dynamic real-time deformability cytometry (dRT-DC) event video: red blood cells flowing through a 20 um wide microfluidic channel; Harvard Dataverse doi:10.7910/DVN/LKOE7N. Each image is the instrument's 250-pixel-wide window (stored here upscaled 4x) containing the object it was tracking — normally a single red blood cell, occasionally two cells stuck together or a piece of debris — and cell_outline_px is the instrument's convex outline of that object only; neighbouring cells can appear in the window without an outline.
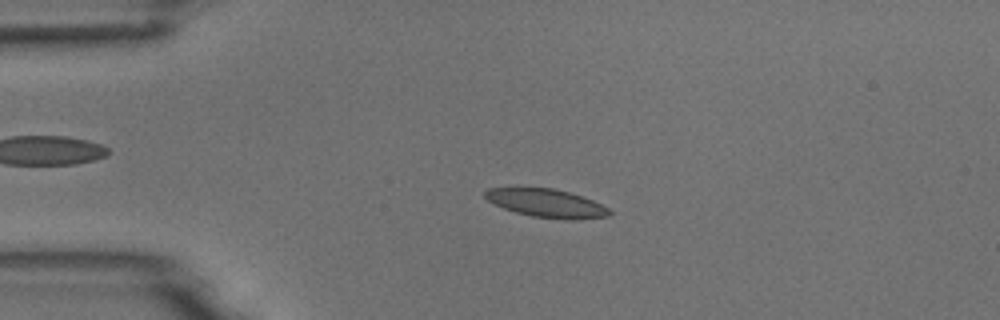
{"species": "common noctule bat (a hibernating species)", "species_latin": "Nyctalus noctula", "temperature_condition": "room temperature", "stored_images_in_passage": 53, "camera_frame_rate_fps": 3000, "um_per_image_px": 0.085, "animal": {"sex": "male", "body_mass_g": 18.8}, "frame": {"image": 1, "passage_image": 12, "time_ms": 3.667, "image_size_px": [1000, 320], "cell_outline_px": [[612, 212], [608, 216], [580, 220], [568, 220], [532, 216], [516, 212], [504, 208], [488, 200], [484, 196], [484, 192], [488, 188], [552, 188], [568, 192], [592, 200], [608, 208]], "centroid_in_image_um": [46.47, 17.28], "position_along_channel_um": 38.5, "area_um2": 20.29}}
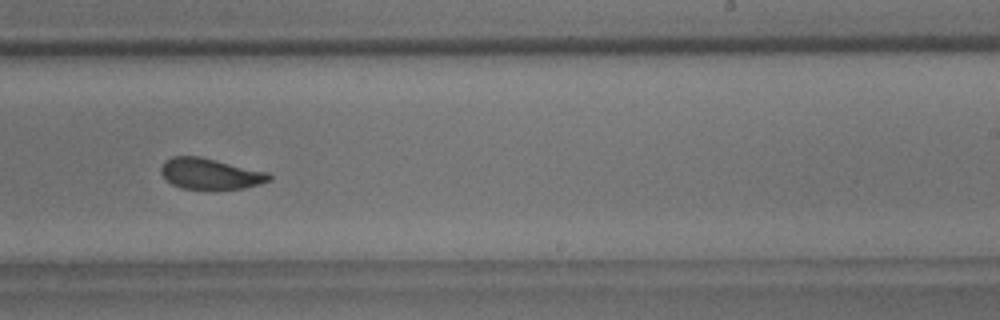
{"frame": {"image": 2, "passage_image": 33, "time_ms": 10.667, "image_size_px": [1000, 320], "cell_outline_px": [[272, 180], [260, 184], [244, 188], [204, 192], [180, 188], [164, 180], [160, 172], [160, 168], [164, 160], [172, 156], [200, 156], [268, 172], [272, 176]], "centroid_in_image_um": [17.84, 14.81], "position_along_channel_um": 271.2, "area_um2": 20.46}}
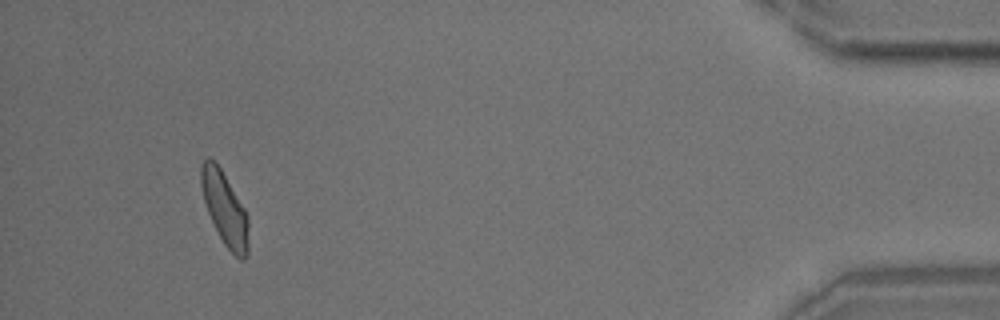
{"frame": {"image": 3, "passage_image": 50, "time_ms": 16.333, "image_size_px": [1000, 320], "cell_outline_px": [[248, 256], [244, 260], [240, 260], [224, 244], [208, 212], [204, 200], [200, 184], [200, 164], [208, 156], [220, 168], [244, 208], [248, 216]], "centroid_in_image_um": [19.1, 17.74], "position_along_channel_um": 416.1, "area_um2": 19.94}, "authors_computed_cell_mechanics": {"area_um2": 20.1722, "velocity_mm_per_s": 3.7581, "shape_relaxation_time_tau1_ms": 4.7276, "shape_relaxation_time_tau2_ms": 1.8143, "deformation_change_tau1": 0.1271, "deformation_change_tau2": 0.0804}}